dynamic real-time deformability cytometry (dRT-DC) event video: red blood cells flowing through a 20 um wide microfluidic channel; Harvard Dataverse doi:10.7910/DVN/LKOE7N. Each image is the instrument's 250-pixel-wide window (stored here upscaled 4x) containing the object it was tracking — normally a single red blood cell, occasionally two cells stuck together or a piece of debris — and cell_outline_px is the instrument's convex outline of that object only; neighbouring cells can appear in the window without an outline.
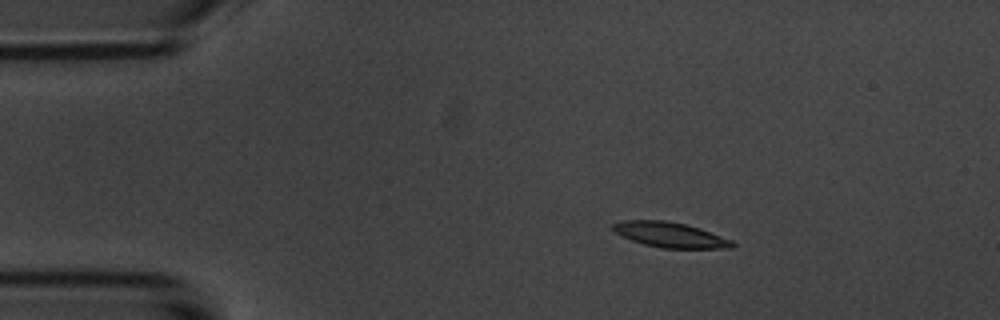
{"species": "common noctule bat (a hibernating species)", "species_latin": "Nyctalus noctula", "temperature_condition": "room temperature", "stored_images_in_passage": 4, "camera_frame_rate_fps": 3000, "um_per_image_px": 0.085, "animal": {"sex": "male", "body_mass_g": 20.1, "forearm_length_mm": 53.5}, "frame": {"image": 1, "passage_image": 3, "time_ms": 2.333, "image_size_px": [1000, 320], "cell_outline_px": [[736, 244], [732, 248], [660, 248], [644, 244], [632, 240], [616, 232], [612, 228], [612, 224], [624, 220], [664, 220], [684, 224], [700, 228], [732, 240]], "centroid_in_image_um": [56.98, 19.96], "position_along_channel_um": 28.0, "area_um2": 17.34}}